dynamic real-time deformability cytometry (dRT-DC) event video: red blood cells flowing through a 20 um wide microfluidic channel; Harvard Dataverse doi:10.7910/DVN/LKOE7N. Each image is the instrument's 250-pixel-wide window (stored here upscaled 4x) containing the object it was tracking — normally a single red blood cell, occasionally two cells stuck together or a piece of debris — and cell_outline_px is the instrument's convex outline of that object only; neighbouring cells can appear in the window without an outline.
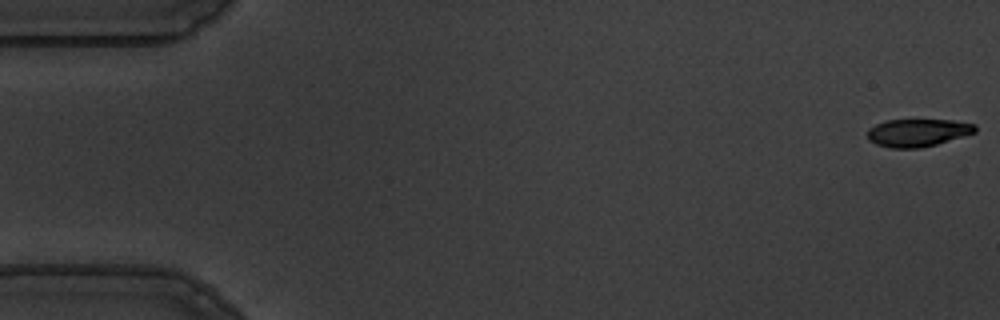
{"species": "common noctule bat (a hibernating species)", "species_latin": "Nyctalus noctula", "temperature_condition": "warm", "stored_images_in_passage": 56, "camera_frame_rate_fps": 3000, "um_per_image_px": 0.085, "animal": {"sex": "male", "body_mass_g": 19.5, "forearm_length_mm": 54.6}, "frame": {"image": 1, "passage_image": 1, "time_ms": 0.0, "image_size_px": [1000, 320], "cell_outline_px": [[976, 132], [936, 144], [920, 148], [892, 148], [876, 144], [868, 140], [868, 128], [884, 120], [952, 120], [976, 124]], "centroid_in_image_um": [77.99, 11.27], "position_along_channel_um": 7.0, "area_um2": 17.34}}
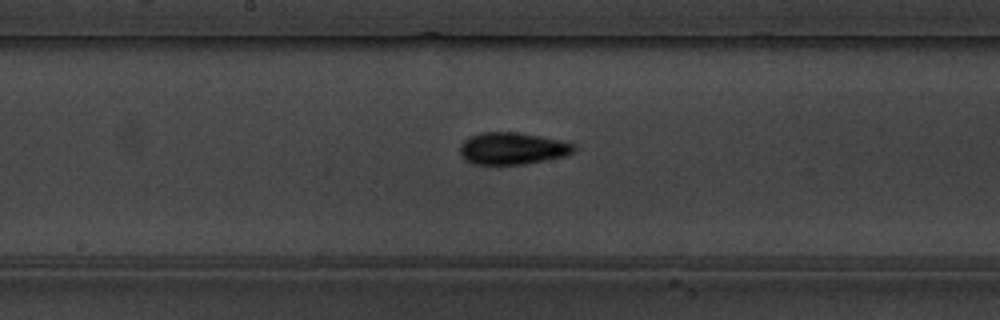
{"frame": {"image": 2, "passage_image": 29, "time_ms": 9.333, "image_size_px": [1000, 320], "cell_outline_px": [[576, 148], [572, 152], [564, 156], [524, 164], [472, 164], [464, 160], [460, 156], [460, 144], [464, 140], [480, 132], [516, 132], [540, 136], [560, 140], [576, 144]], "centroid_in_image_um": [43.52, 12.62], "position_along_channel_um": 204.7, "area_um2": 21.27}}
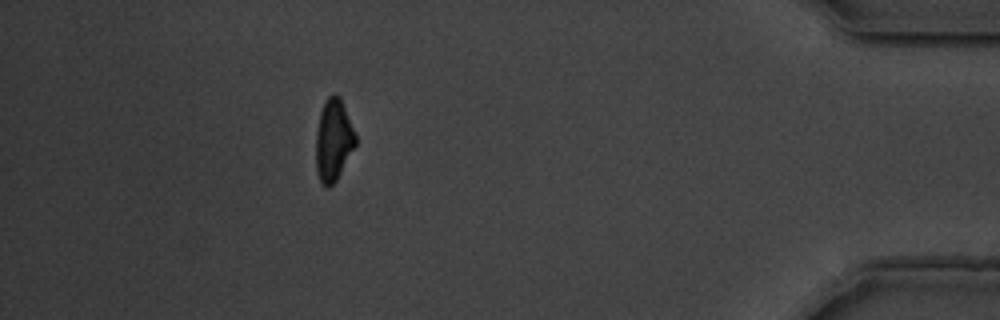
{"frame": {"image": 3, "passage_image": 50, "time_ms": 16.333, "image_size_px": [1000, 320], "cell_outline_px": [[356, 144], [336, 180], [328, 188], [320, 180], [316, 172], [316, 132], [320, 112], [328, 96], [332, 92], [340, 96], [356, 136]], "centroid_in_image_um": [28.33, 11.89], "position_along_channel_um": 406.9, "area_um2": 18.67}, "authors_computed_cell_mechanics": {"area_um2": 19.363, "velocity_mm_per_s": 3.6266, "shape_relaxation_time_tau1_ms": 2.8946, "shape_relaxation_time_tau2_ms": 2.8125, "deformation_change_tau1": 0.1552, "deformation_change_tau2": 0.0903}}